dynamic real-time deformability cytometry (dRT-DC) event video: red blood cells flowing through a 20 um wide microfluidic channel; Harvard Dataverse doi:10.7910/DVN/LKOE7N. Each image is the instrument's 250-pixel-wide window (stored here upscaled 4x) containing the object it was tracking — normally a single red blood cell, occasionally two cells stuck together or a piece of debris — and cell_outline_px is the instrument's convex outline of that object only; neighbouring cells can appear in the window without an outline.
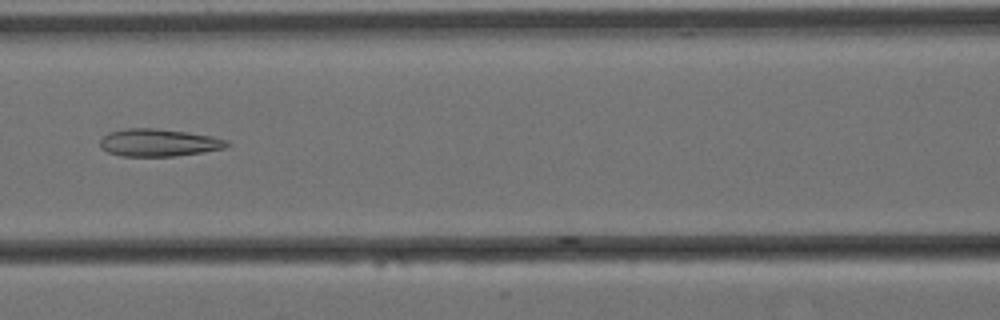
{"species": "Egyptian fruit bat (a non-hibernating species)", "species_latin": "Rousettus aegyptiacus", "temperature_condition": "cold", "stored_images_in_passage": 8, "camera_frame_rate_fps": 3000, "um_per_image_px": 0.085, "animal": {"sex": "female"}, "frame": {"image": 1, "passage_image": 7, "time_ms": 2.0, "image_size_px": [1000, 320], "cell_outline_px": [[232, 144], [224, 148], [200, 152], [172, 156], [120, 156], [108, 152], [100, 148], [100, 140], [108, 132], [128, 128], [152, 128], [184, 132], [212, 136], [228, 140]], "centroid_in_image_um": [13.46, 12.12], "position_along_channel_um": 153.1, "area_um2": 20.17}}